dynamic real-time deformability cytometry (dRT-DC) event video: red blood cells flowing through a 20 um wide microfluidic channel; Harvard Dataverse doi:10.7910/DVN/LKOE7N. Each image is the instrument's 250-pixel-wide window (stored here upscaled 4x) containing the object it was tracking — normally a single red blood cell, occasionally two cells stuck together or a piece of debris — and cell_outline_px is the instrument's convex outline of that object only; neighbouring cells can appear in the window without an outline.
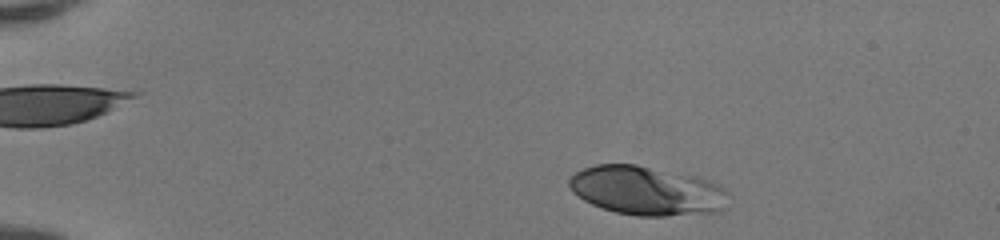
{"species": "human", "species_latin": "Homo sapiens", "temperature_condition": "room temperature", "stored_images_in_passage": 44, "camera_frame_rate_fps": 3000, "um_per_image_px": 0.085, "donor": {"sex": "female"}, "frame": {"image": 1, "passage_image": 3, "time_ms": 0.667, "image_size_px": [1000, 240], "cell_outline_px": [[728, 208], [720, 212], [664, 216], [636, 216], [616, 212], [592, 204], [584, 200], [572, 192], [568, 184], [568, 176], [584, 168], [596, 164], [636, 164], [712, 180], [720, 184], [728, 192]], "centroid_in_image_um": [55.02, 16.21], "position_along_channel_um": 30.0, "area_um2": 46.01}}
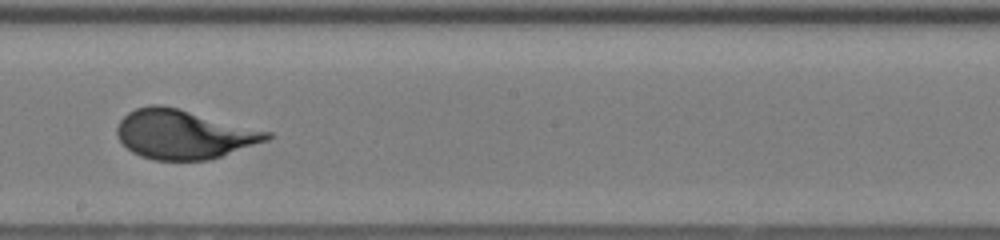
{"frame": {"image": 2, "passage_image": 24, "time_ms": 7.667, "image_size_px": [1000, 240], "cell_outline_px": [[276, 136], [268, 140], [208, 160], [152, 160], [140, 156], [132, 152], [120, 140], [116, 132], [116, 128], [120, 120], [128, 112], [136, 108], [152, 104], [160, 104], [272, 132]], "centroid_in_image_um": [15.61, 11.42], "position_along_channel_um": 232.6, "area_um2": 42.66}}
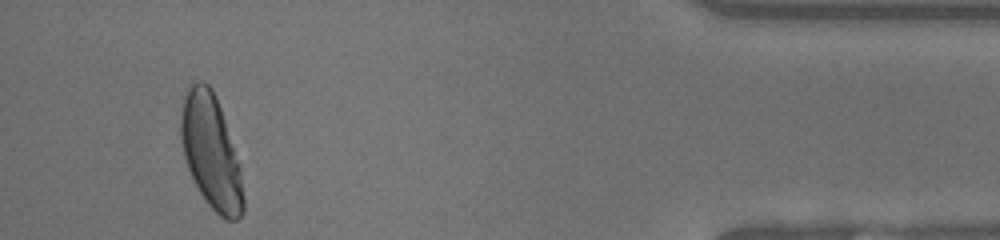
{"frame": {"image": 3, "passage_image": 41, "time_ms": 13.333, "image_size_px": [1000, 240], "cell_outline_px": [[244, 212], [236, 220], [228, 220], [220, 216], [208, 204], [200, 192], [188, 168], [184, 156], [180, 136], [180, 112], [184, 96], [188, 88], [196, 80], [204, 80], [212, 88], [216, 96], [240, 164], [244, 196]], "centroid_in_image_um": [17.94, 12.88], "position_along_channel_um": 417.3, "area_um2": 41.56}}